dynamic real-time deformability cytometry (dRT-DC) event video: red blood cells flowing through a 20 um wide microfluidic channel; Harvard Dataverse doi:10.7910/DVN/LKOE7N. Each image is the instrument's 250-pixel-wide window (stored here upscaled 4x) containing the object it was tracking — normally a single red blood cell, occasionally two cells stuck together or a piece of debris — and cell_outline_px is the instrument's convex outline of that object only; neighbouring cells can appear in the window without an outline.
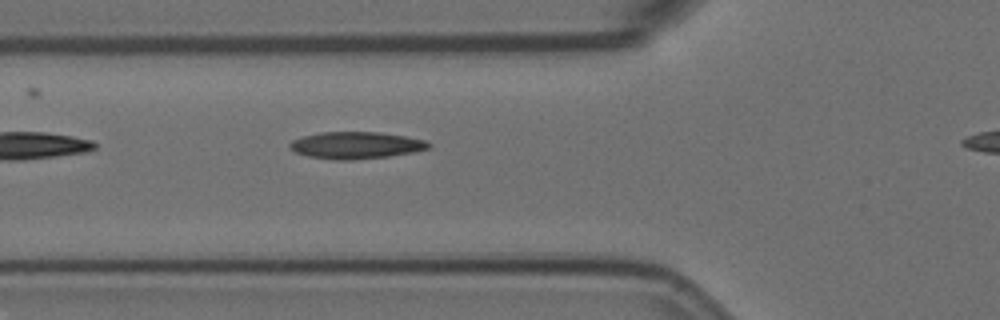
{"species": "Egyptian fruit bat (a non-hibernating species)", "species_latin": "Rousettus aegyptiacus", "temperature_condition": "room temperature", "stored_images_in_passage": 3, "segment_of_instrument_passage": [1, 2], "camera_frame_rate_fps": 3000, "um_per_image_px": 0.085, "animal": {"sex": "female"}, "frame": {"image": 1, "passage_image": 2, "time_ms": 0.333, "image_size_px": [1000, 320], "cell_outline_px": [[432, 144], [428, 148], [412, 152], [388, 156], [352, 160], [336, 160], [308, 156], [296, 152], [288, 144], [292, 140], [304, 136], [320, 132], [380, 132], [404, 136], [424, 140]], "centroid_in_image_um": [30.25, 12.34], "position_along_channel_um": 95.6, "area_um2": 21.56}}